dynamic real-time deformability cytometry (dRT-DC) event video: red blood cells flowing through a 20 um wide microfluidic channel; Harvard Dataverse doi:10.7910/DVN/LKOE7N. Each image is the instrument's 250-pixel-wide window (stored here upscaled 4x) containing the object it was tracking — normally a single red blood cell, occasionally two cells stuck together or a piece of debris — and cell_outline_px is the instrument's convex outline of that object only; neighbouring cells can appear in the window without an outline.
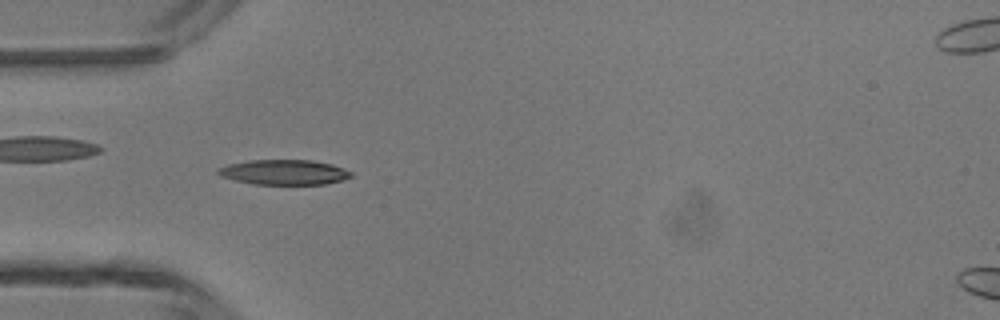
{"species": "common noctule bat (a hibernating species)", "species_latin": "Nyctalus noctula", "temperature_condition": "room temperature", "stored_images_in_passage": 47, "camera_frame_rate_fps": 3000, "um_per_image_px": 0.085, "animal": {"sex": "male", "body_mass_g": 13.3}, "frame": {"image": 1, "passage_image": 14, "time_ms": 4.333, "image_size_px": [1000, 320], "cell_outline_px": [[352, 176], [344, 180], [324, 184], [252, 184], [220, 176], [216, 172], [216, 168], [228, 164], [248, 160], [312, 160], [332, 164], [352, 172]], "centroid_in_image_um": [24.13, 14.63], "position_along_channel_um": 60.9, "area_um2": 19.48}}
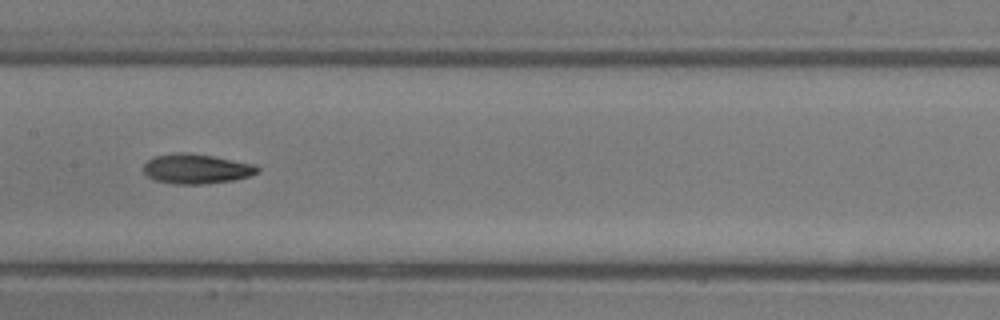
{"frame": {"image": 2, "passage_image": 23, "time_ms": 7.333, "image_size_px": [1000, 320], "cell_outline_px": [[260, 168], [256, 172], [248, 176], [232, 180], [204, 184], [176, 184], [156, 180], [148, 176], [144, 172], [144, 164], [152, 156], [176, 152], [188, 152], [212, 156], [256, 164]], "centroid_in_image_um": [16.67, 14.33], "position_along_channel_um": 190.7, "area_um2": 19.71}}
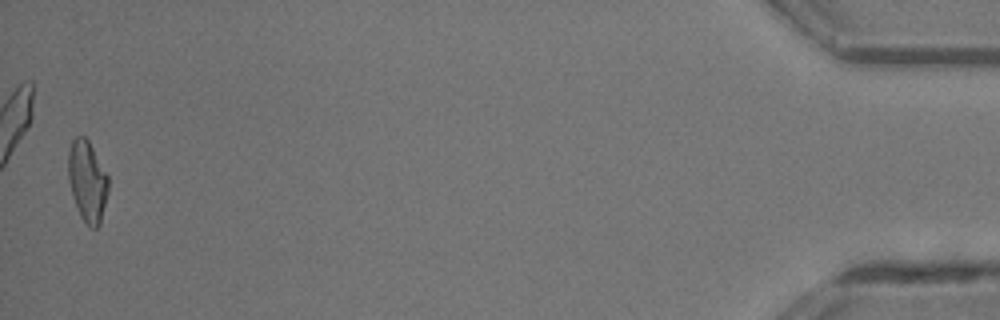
{"frame": {"image": 3, "passage_image": 46, "time_ms": 15.0, "image_size_px": [1000, 320], "cell_outline_px": [[108, 192], [100, 224], [96, 228], [92, 228], [80, 216], [72, 196], [68, 180], [68, 152], [72, 140], [76, 136], [84, 136], [88, 140], [108, 176]], "centroid_in_image_um": [7.41, 15.4], "position_along_channel_um": 427.8, "area_um2": 18.84}, "authors_computed_cell_mechanics": {"area_um2": 19.0162, "velocity_mm_per_s": 4.3738, "shape_relaxation_time_tau1_ms": 3.9794, "shape_relaxation_time_tau2_ms": 4.6259, "deformation_change_tau1": 0.1768, "deformation_change_tau2": 0.1241}}